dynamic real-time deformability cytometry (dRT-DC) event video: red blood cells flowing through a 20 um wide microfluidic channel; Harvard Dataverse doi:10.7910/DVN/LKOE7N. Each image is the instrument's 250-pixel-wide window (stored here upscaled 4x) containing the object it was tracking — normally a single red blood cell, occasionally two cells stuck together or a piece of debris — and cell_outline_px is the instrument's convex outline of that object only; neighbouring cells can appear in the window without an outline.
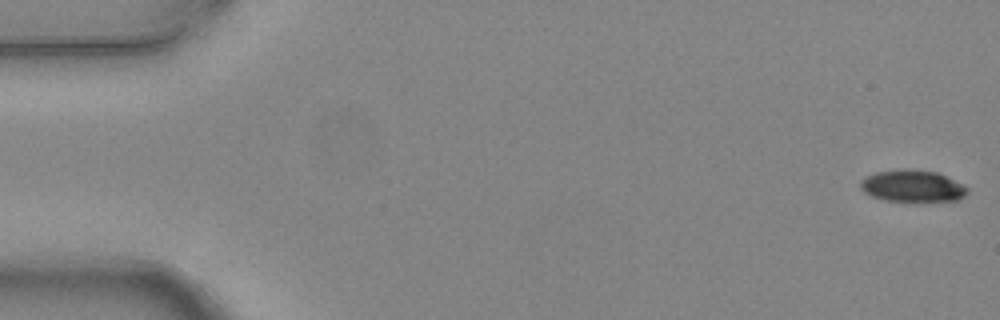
{"species": "common noctule bat (a hibernating species)", "species_latin": "Nyctalus noctula", "temperature_condition": "warm", "stored_images_in_passage": 5, "camera_frame_rate_fps": 3000, "um_per_image_px": 0.085, "animal": {"sex": "female", "body_mass_g": 24.6, "forearm_length_mm": 56.2}, "frame": {"image": 1, "passage_image": 1, "time_ms": 0.0, "image_size_px": [1000, 320], "cell_outline_px": [[968, 192], [960, 200], [916, 204], [884, 200], [872, 196], [864, 192], [860, 188], [860, 180], [876, 172], [900, 168], [904, 168], [936, 172], [968, 188]], "centroid_in_image_um": [77.55, 15.86], "position_along_channel_um": 7.5, "area_um2": 20.52}}
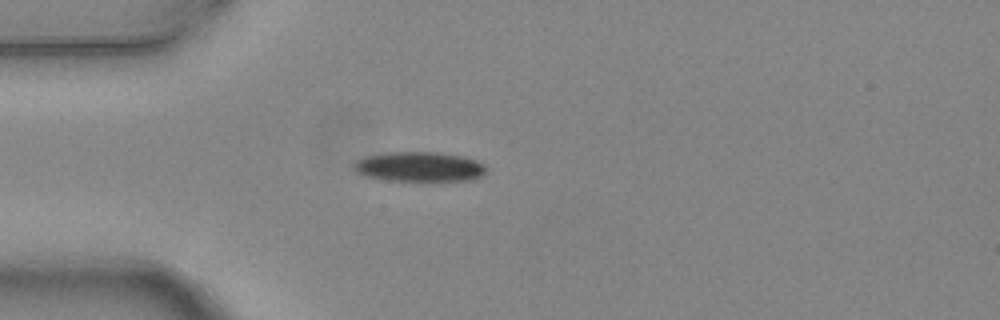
{"frame": {"image": 2, "passage_image": 5, "time_ms": 1.333, "image_size_px": [1000, 320], "cell_outline_px": [[488, 168], [480, 176], [472, 180], [420, 184], [388, 180], [368, 176], [356, 172], [352, 164], [356, 160], [368, 156], [388, 152], [436, 152], [460, 156], [476, 160], [484, 164]], "centroid_in_image_um": [35.68, 14.23], "position_along_channel_um": 49.3, "area_um2": 23.87}}